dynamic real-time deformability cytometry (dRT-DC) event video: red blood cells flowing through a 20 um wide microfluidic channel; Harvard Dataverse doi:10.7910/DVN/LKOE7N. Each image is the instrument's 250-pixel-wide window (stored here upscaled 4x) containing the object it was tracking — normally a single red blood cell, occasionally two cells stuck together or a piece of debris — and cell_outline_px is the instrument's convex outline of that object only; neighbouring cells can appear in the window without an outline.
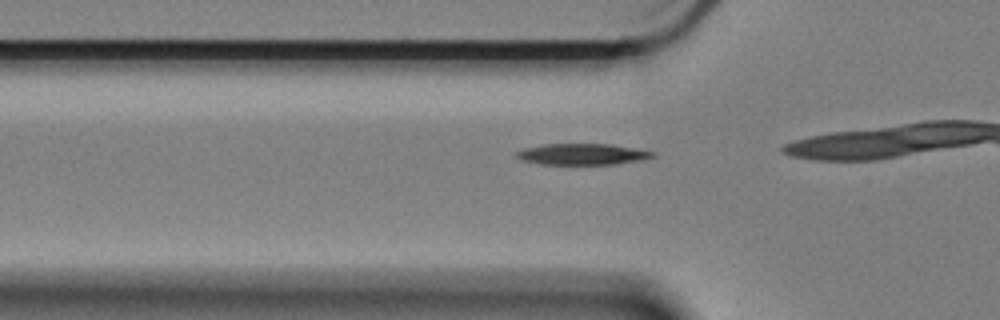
{"species": "Egyptian fruit bat (a non-hibernating species)", "species_latin": "Rousettus aegyptiacus", "temperature_condition": "cold", "stored_images_in_passage": 10, "camera_frame_rate_fps": 3000, "um_per_image_px": 0.085, "animal": {"sex": "female"}, "frame": {"image": 1, "passage_image": 6, "time_ms": 1.667, "image_size_px": [1000, 320], "cell_outline_px": [[656, 156], [644, 160], [616, 164], [540, 164], [520, 160], [516, 156], [516, 152], [524, 148], [544, 144], [612, 144], [656, 152]], "centroid_in_image_um": [49.53, 13.11], "position_along_channel_um": 76.3, "area_um2": 16.94}}